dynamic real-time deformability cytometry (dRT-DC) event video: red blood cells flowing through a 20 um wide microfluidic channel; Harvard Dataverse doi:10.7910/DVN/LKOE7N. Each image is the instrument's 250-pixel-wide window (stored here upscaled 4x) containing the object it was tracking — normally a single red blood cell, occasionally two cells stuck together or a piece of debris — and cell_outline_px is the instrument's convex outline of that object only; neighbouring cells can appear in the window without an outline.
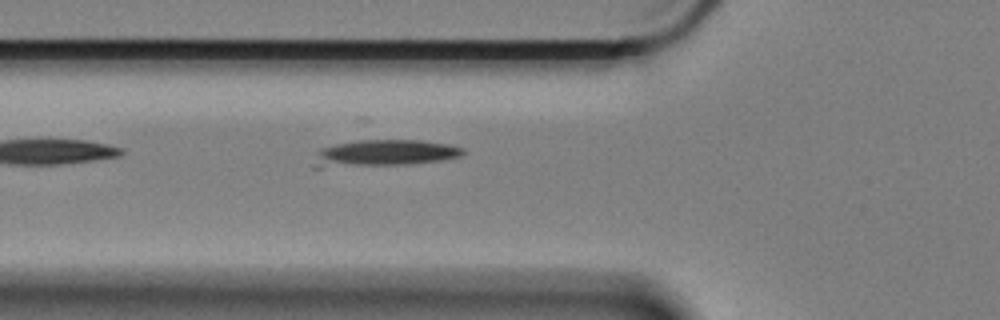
{"species": "Egyptian fruit bat (a non-hibernating species)", "species_latin": "Rousettus aegyptiacus", "temperature_condition": "cold", "stored_images_in_passage": 34, "camera_frame_rate_fps": 3000, "um_per_image_px": 0.085, "animal": {"sex": "female"}, "frame": {"image": 1, "passage_image": 3, "time_ms": 0.667, "image_size_px": [1000, 320], "cell_outline_px": [[464, 152], [460, 156], [440, 160], [400, 164], [320, 168], [312, 168], [320, 148], [364, 136], [420, 140], [448, 144], [464, 148]], "centroid_in_image_um": [32.57, 12.95], "position_along_channel_um": 93.2, "area_um2": 24.04}}
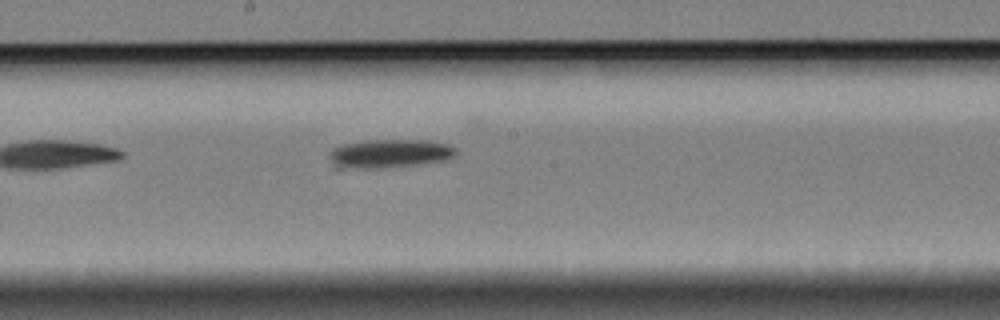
{"frame": {"image": 2, "passage_image": 14, "time_ms": 4.333, "image_size_px": [1000, 320], "cell_outline_px": [[456, 156], [448, 160], [412, 164], [364, 168], [332, 168], [328, 156], [332, 148], [344, 144], [368, 140], [428, 140], [448, 144], [456, 148]], "centroid_in_image_um": [33.08, 13.04], "position_along_channel_um": 215.1, "area_um2": 21.04}}
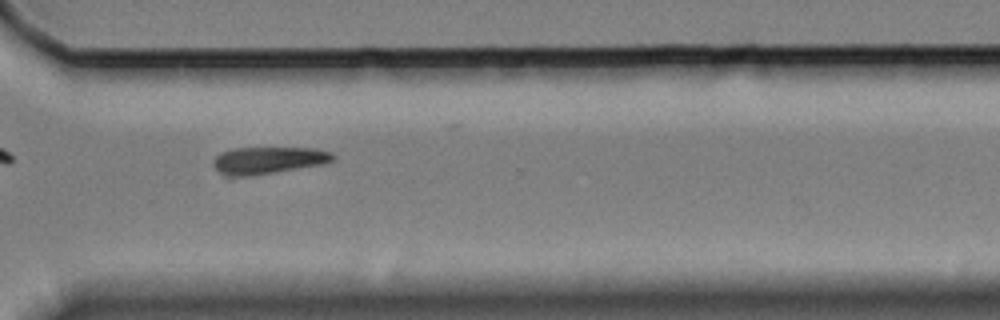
{"frame": {"image": 3, "passage_image": 26, "time_ms": 8.333, "image_size_px": [1000, 320], "cell_outline_px": [[336, 160], [324, 164], [232, 180], [228, 180], [212, 164], [212, 160], [220, 152], [236, 148], [316, 148], [332, 152], [336, 156]], "centroid_in_image_um": [22.76, 13.67], "position_along_channel_um": 347.8, "area_um2": 19.77}, "authors_computed_cell_mechanics": {"area_um2": 20.3745, "velocity_mm_per_s": 3.3211, "shape_relaxation_time_tau1_ms": 7.4791, "shape_relaxation_time_tau2_ms": null, "deformation_change_tau1": 0.1319, "deformation_change_tau2": null}}